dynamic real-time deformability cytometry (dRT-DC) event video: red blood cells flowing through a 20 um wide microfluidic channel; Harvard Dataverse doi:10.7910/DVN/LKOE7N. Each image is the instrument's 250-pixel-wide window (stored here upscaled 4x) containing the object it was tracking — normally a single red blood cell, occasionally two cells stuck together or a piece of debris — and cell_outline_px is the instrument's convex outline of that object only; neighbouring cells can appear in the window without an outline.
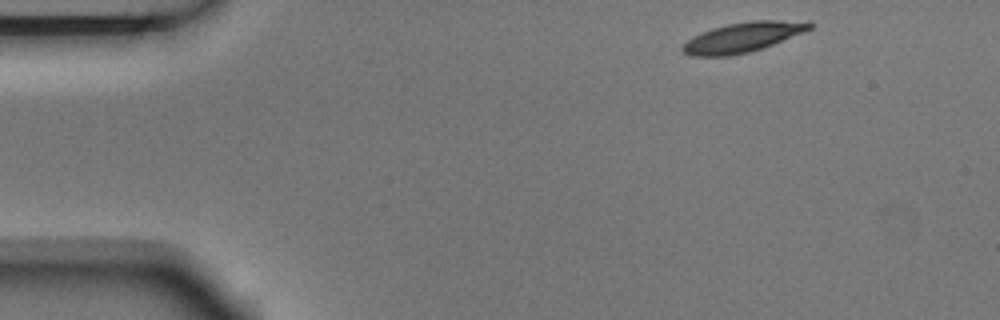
{"species": "Egyptian fruit bat (a non-hibernating species)", "species_latin": "Rousettus aegyptiacus", "temperature_condition": "room temperature", "stored_images_in_passage": 4, "camera_frame_rate_fps": 3000, "um_per_image_px": 0.085, "animal": {"sex": "male"}, "frame": {"image": 1, "passage_image": 1, "time_ms": 0.0, "image_size_px": [1000, 320], "cell_outline_px": [[812, 28], [804, 32], [772, 44], [748, 52], [728, 56], [692, 56], [684, 52], [680, 48], [692, 36], [712, 28], [728, 24], [752, 20], [812, 20]], "centroid_in_image_um": [63.17, 3.14], "position_along_channel_um": 21.8, "area_um2": 22.02}}
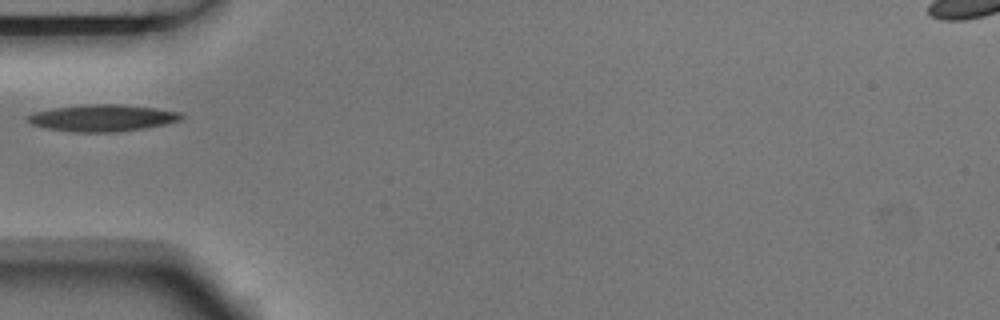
{"frame": {"image": 2, "passage_image": 4, "time_ms": 1.0, "image_size_px": [1000, 320], "cell_outline_px": [[184, 116], [180, 120], [164, 124], [144, 128], [120, 132], [72, 132], [44, 128], [32, 124], [24, 120], [28, 116], [36, 112], [56, 108], [88, 104], [120, 104], [156, 108], [184, 112]], "centroid_in_image_um": [8.74, 10.03], "position_along_channel_um": 76.3, "area_um2": 24.04}}